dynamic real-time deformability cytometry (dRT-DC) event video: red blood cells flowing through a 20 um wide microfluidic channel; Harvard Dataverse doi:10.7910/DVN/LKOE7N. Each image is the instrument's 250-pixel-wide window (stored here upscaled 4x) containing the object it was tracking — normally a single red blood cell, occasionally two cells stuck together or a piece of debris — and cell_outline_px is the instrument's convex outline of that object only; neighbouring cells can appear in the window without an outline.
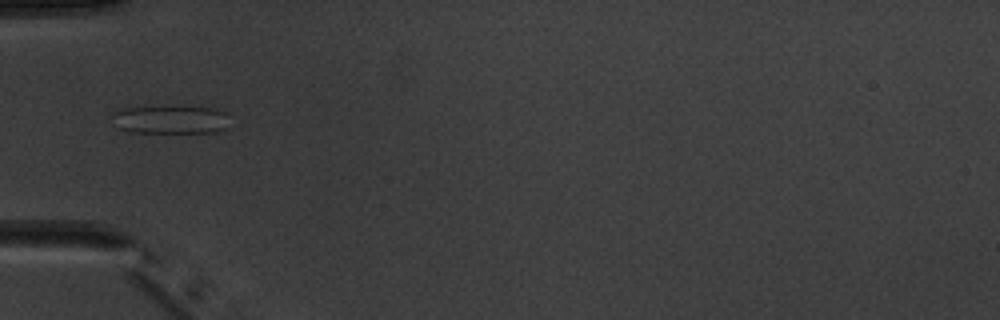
{"species": "common noctule bat (a hibernating species)", "species_latin": "Nyctalus noctula", "temperature_condition": "warm", "stored_images_in_passage": 5, "camera_frame_rate_fps": 3000, "um_per_image_px": 0.085, "animal": {"sex": "male", "body_mass_g": 20.1, "forearm_length_mm": 53.5}, "frame": {"image": 1, "passage_image": 5, "time_ms": 5.333, "image_size_px": [1000, 320], "cell_outline_px": [[228, 128], [216, 132], [132, 132], [120, 128], [112, 116], [112, 112], [128, 108], [212, 108], [224, 112]], "centroid_in_image_um": [14.52, 10.19], "position_along_channel_um": 70.5, "area_um2": 18.44}}